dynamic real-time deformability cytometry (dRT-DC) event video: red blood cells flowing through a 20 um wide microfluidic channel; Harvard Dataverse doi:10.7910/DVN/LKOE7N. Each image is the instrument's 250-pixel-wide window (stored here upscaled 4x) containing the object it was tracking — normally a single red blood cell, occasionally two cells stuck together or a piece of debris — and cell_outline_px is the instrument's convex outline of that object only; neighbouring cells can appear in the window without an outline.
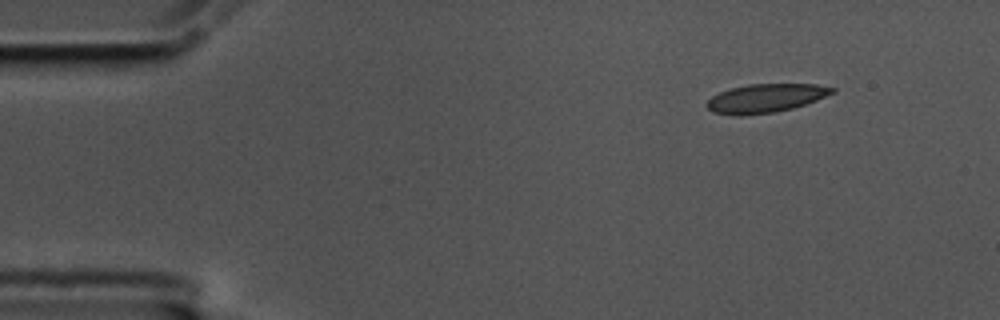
{"species": "common noctule bat (a hibernating species)", "species_latin": "Nyctalus noctula", "temperature_condition": "cold", "stored_images_in_passage": 53, "camera_frame_rate_fps": 3000, "um_per_image_px": 0.085, "animal": {"sex": "male", "body_mass_g": 17.5, "forearm_length_mm": 52.3}, "frame": {"image": 1, "passage_image": 1, "time_ms": 0.0, "image_size_px": [1000, 320], "cell_outline_px": [[836, 92], [816, 100], [792, 108], [772, 112], [740, 116], [736, 116], [712, 112], [704, 104], [712, 96], [720, 92], [732, 88], [748, 84], [816, 84], [836, 88]], "centroid_in_image_um": [65.06, 8.35], "position_along_channel_um": 19.9, "area_um2": 20.87}}
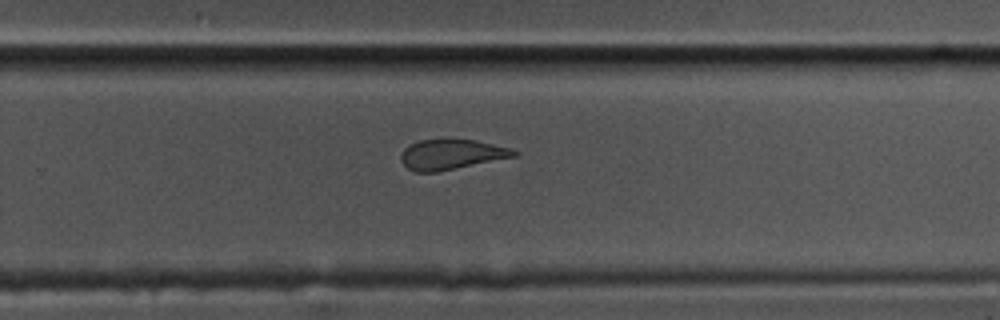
{"frame": {"image": 2, "passage_image": 32, "time_ms": 10.333, "image_size_px": [1000, 320], "cell_outline_px": [[520, 152], [516, 156], [436, 172], [416, 172], [408, 168], [400, 160], [400, 156], [404, 148], [420, 140], [476, 140], [512, 148]], "centroid_in_image_um": [38.39, 13.13], "position_along_channel_um": 291.4, "area_um2": 19.59}}
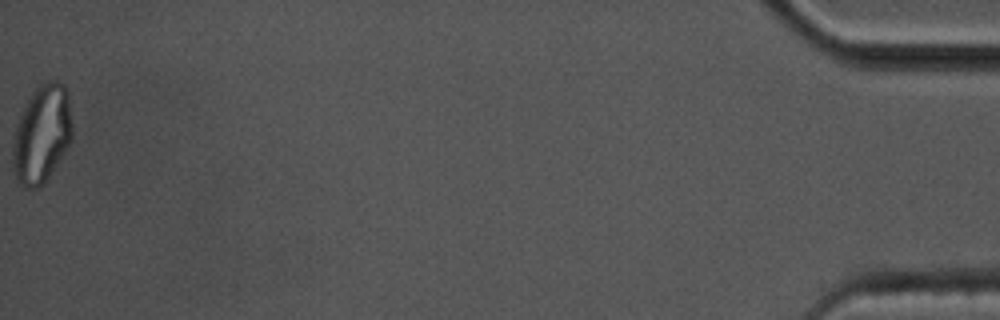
{"frame": {"image": 3, "passage_image": 53, "time_ms": 17.333, "image_size_px": [1000, 320], "cell_outline_px": [[72, 140], [44, 184], [40, 188], [28, 188], [20, 184], [16, 176], [12, 164], [12, 144], [16, 124], [24, 104], [32, 92], [44, 80], [60, 80], [64, 84], [68, 92], [72, 124]], "centroid_in_image_um": [3.55, 11.36], "position_along_channel_um": 431.6, "area_um2": 34.45}, "authors_computed_cell_mechanics": {"area_um2": 21.4438, "velocity_mm_per_s": 3.4372, "shape_relaxation_time_tau1_ms": null, "shape_relaxation_time_tau2_ms": 2.0098, "deformation_change_tau1": null, "deformation_change_tau2": 0.1072}}